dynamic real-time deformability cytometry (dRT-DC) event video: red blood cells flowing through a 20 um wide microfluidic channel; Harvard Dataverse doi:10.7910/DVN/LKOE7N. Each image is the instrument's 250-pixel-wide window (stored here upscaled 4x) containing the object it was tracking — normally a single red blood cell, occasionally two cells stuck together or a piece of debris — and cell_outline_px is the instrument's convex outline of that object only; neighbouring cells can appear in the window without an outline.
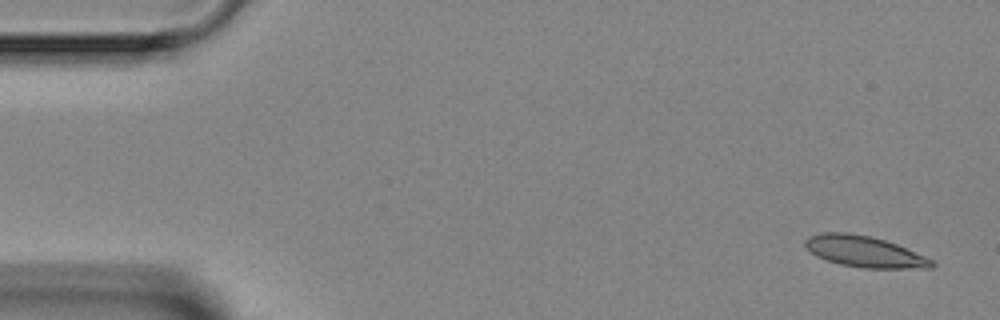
{"species": "Egyptian fruit bat (a non-hibernating species)", "species_latin": "Rousettus aegyptiacus", "temperature_condition": "room temperature", "stored_images_in_passage": 5, "camera_frame_rate_fps": 3000, "um_per_image_px": 0.085, "animal": {"sex": "female"}, "frame": {"image": 1, "passage_image": 1, "time_ms": 0.0, "image_size_px": [1000, 320], "cell_outline_px": [[936, 264], [932, 268], [864, 268], [840, 264], [816, 256], [804, 248], [804, 240], [808, 236], [820, 232], [848, 232], [872, 236], [896, 244], [924, 256], [932, 260]], "centroid_in_image_um": [73.42, 21.37], "position_along_channel_um": 11.6, "area_um2": 23.06}}
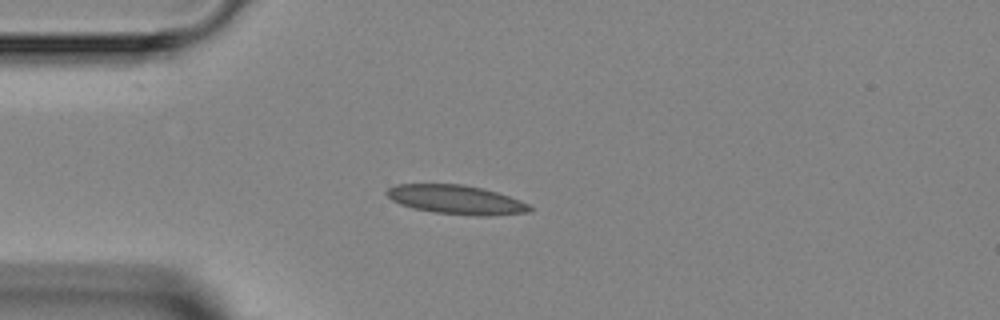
{"frame": {"image": 2, "passage_image": 3, "time_ms": 3.333, "image_size_px": [1000, 320], "cell_outline_px": [[532, 212], [488, 216], [476, 216], [432, 212], [412, 208], [400, 204], [392, 200], [384, 192], [388, 188], [396, 184], [464, 184], [496, 192], [520, 200], [528, 204], [532, 208]], "centroid_in_image_um": [38.76, 16.98], "position_along_channel_um": 46.2, "area_um2": 24.28}}
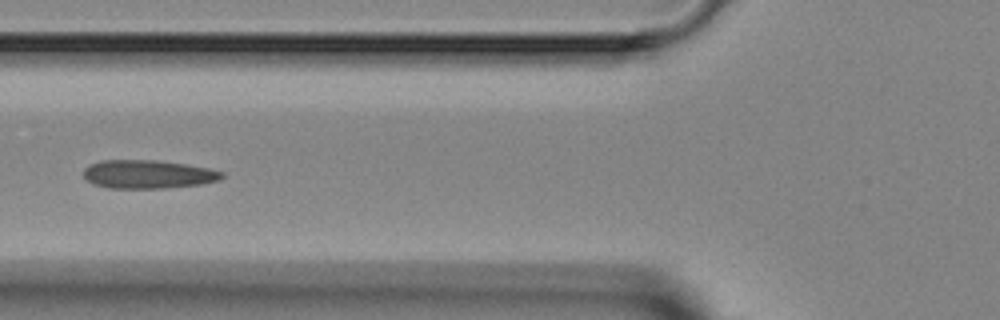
{"frame": {"image": 3, "passage_image": 5, "time_ms": 5.333, "image_size_px": [1000, 320], "cell_outline_px": [[224, 176], [220, 180], [200, 184], [164, 188], [108, 188], [92, 184], [84, 176], [84, 168], [100, 160], [156, 160], [184, 164], [208, 168], [224, 172]], "centroid_in_image_um": [12.57, 14.81], "position_along_channel_um": 113.2, "area_um2": 22.89}}